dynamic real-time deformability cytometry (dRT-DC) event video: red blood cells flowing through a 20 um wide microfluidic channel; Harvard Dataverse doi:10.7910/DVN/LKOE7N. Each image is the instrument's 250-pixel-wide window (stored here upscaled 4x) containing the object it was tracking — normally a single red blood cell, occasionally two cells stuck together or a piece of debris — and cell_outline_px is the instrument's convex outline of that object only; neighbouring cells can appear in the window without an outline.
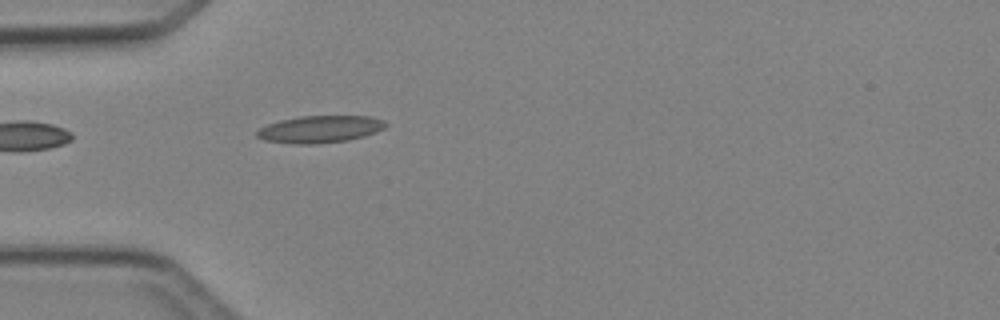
{"species": "Egyptian fruit bat (a non-hibernating species)", "species_latin": "Rousettus aegyptiacus", "temperature_condition": "cold", "stored_images_in_passage": 2, "camera_frame_rate_fps": 3000, "um_per_image_px": 0.085, "animal": {"sex": "female"}, "frame": {"image": 1, "passage_image": 2, "time_ms": 1.0, "image_size_px": [1000, 320], "cell_outline_px": [[388, 124], [384, 128], [376, 132], [364, 136], [348, 140], [312, 144], [292, 144], [264, 140], [256, 136], [256, 132], [260, 128], [268, 124], [280, 120], [300, 116], [368, 116], [384, 120]], "centroid_in_image_um": [27.2, 10.98], "position_along_channel_um": 57.8, "area_um2": 20.35}}